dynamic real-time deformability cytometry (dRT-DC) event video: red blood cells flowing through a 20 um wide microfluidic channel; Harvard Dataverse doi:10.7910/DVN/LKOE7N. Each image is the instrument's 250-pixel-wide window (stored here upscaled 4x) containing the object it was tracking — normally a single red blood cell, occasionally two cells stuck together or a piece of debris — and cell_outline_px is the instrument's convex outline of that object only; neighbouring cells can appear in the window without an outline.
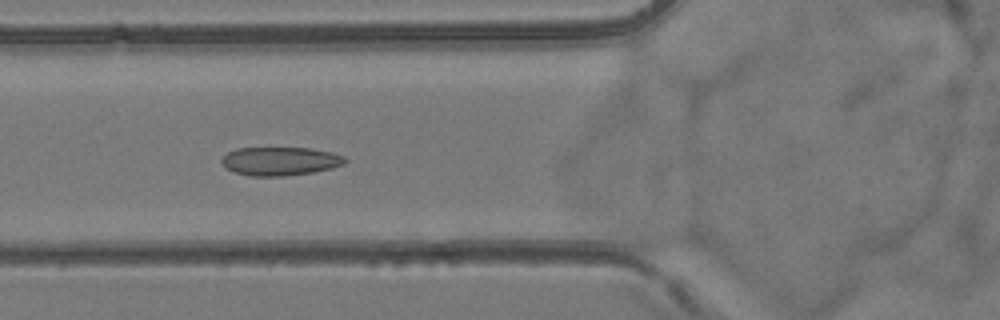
{"species": "common noctule bat (a hibernating species)", "species_latin": "Nyctalus noctula", "temperature_condition": "room temperature", "stored_images_in_passage": 55, "camera_frame_rate_fps": 3000, "um_per_image_px": 0.085, "animal": {"sex": "female", "body_mass_g": 24.6, "forearm_length_mm": 56.2}, "frame": {"image": 1, "passage_image": 21, "time_ms": 6.667, "image_size_px": [1000, 320], "cell_outline_px": [[348, 160], [344, 164], [332, 168], [312, 172], [284, 176], [248, 176], [236, 172], [228, 168], [220, 160], [228, 152], [236, 148], [312, 148], [332, 152], [344, 156]], "centroid_in_image_um": [23.85, 13.69], "position_along_channel_um": 102.0, "area_um2": 20.46}}
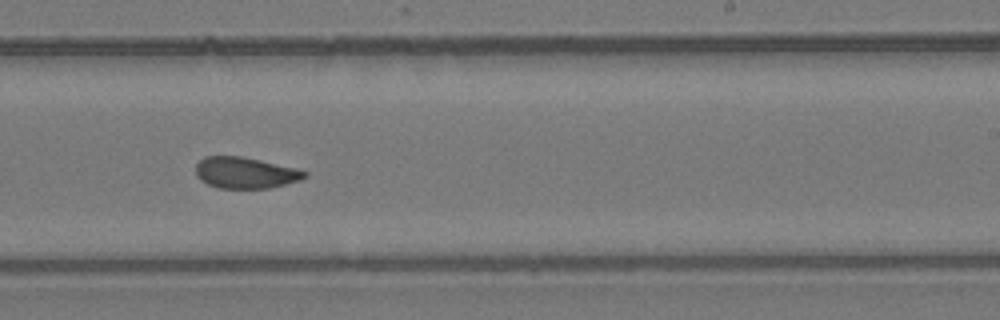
{"frame": {"image": 2, "passage_image": 34, "time_ms": 11.0, "image_size_px": [1000, 320], "cell_outline_px": [[308, 176], [300, 180], [268, 188], [220, 188], [208, 184], [200, 180], [196, 176], [196, 164], [204, 156], [240, 156], [260, 160], [296, 168], [308, 172]], "centroid_in_image_um": [20.84, 14.68], "position_along_channel_um": 268.2, "area_um2": 19.77}}
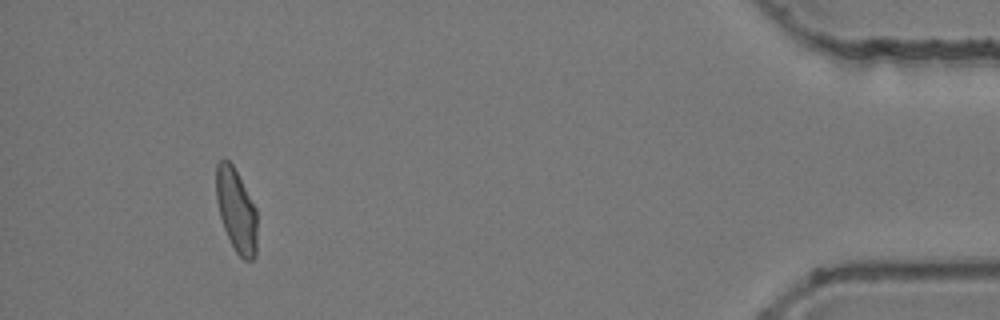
{"frame": {"image": 3, "passage_image": 51, "time_ms": 16.667, "image_size_px": [1000, 320], "cell_outline_px": [[256, 256], [252, 260], [244, 260], [236, 252], [224, 228], [220, 216], [216, 200], [216, 164], [224, 156], [232, 164], [256, 208]], "centroid_in_image_um": [20.07, 17.86], "position_along_channel_um": 415.1, "area_um2": 19.77}, "authors_computed_cell_mechanics": {"area_um2": 20.4612, "velocity_mm_per_s": 3.8367, "shape_relaxation_time_tau1_ms": null, "shape_relaxation_time_tau2_ms": 1.4446, "deformation_change_tau1": null, "deformation_change_tau2": 0.0739}}